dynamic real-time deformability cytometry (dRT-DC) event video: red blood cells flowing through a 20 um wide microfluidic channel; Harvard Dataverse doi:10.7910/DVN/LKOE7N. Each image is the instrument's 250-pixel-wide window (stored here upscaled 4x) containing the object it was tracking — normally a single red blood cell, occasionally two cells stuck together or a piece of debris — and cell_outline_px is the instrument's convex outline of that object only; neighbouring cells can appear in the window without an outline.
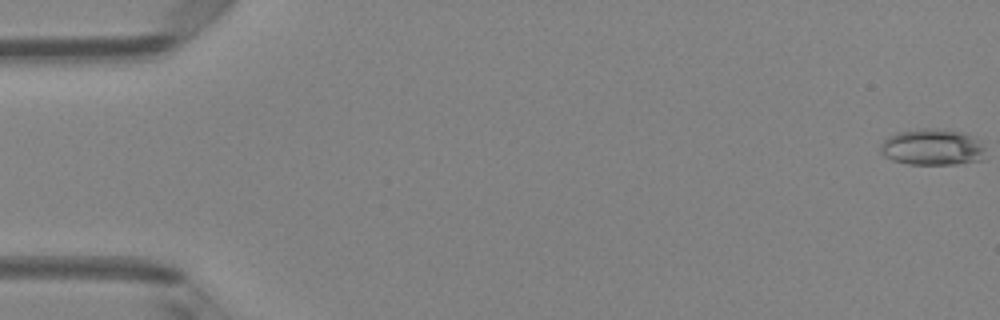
{"species": "Egyptian fruit bat (a non-hibernating species)", "species_latin": "Rousettus aegyptiacus", "temperature_condition": "room temperature", "stored_images_in_passage": 6, "camera_frame_rate_fps": 3000, "um_per_image_px": 0.085, "animal": {"sex": "female"}, "frame": {"image": 1, "passage_image": 1, "time_ms": 0.0, "image_size_px": [1000, 320], "cell_outline_px": [[984, 160], [956, 164], [908, 164], [892, 160], [884, 156], [880, 152], [880, 144], [888, 136], [896, 132], [920, 128], [936, 128], [964, 132], [980, 140], [984, 148]], "centroid_in_image_um": [79.25, 12.5], "position_along_channel_um": 5.8, "area_um2": 22.6}}
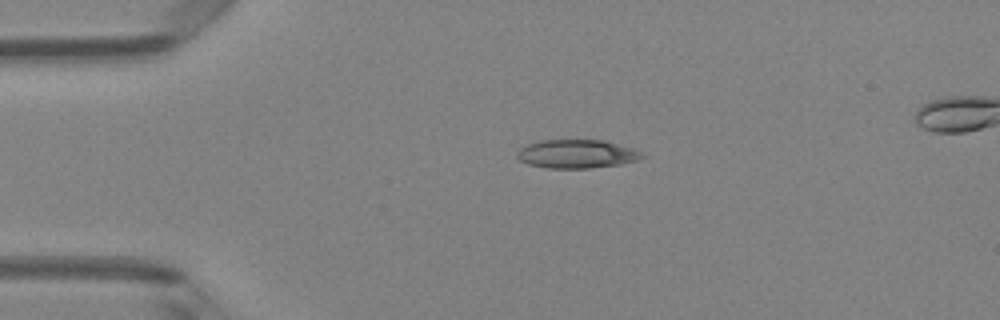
{"frame": {"image": 2, "passage_image": 4, "time_ms": 1.0, "image_size_px": [1000, 320], "cell_outline_px": [[644, 156], [636, 160], [620, 164], [588, 168], [548, 168], [528, 164], [520, 160], [516, 156], [516, 152], [520, 148], [528, 144], [540, 140], [604, 140], [632, 148], [640, 152]], "centroid_in_image_um": [48.98, 13.08], "position_along_channel_um": 36.0, "area_um2": 20.63}}